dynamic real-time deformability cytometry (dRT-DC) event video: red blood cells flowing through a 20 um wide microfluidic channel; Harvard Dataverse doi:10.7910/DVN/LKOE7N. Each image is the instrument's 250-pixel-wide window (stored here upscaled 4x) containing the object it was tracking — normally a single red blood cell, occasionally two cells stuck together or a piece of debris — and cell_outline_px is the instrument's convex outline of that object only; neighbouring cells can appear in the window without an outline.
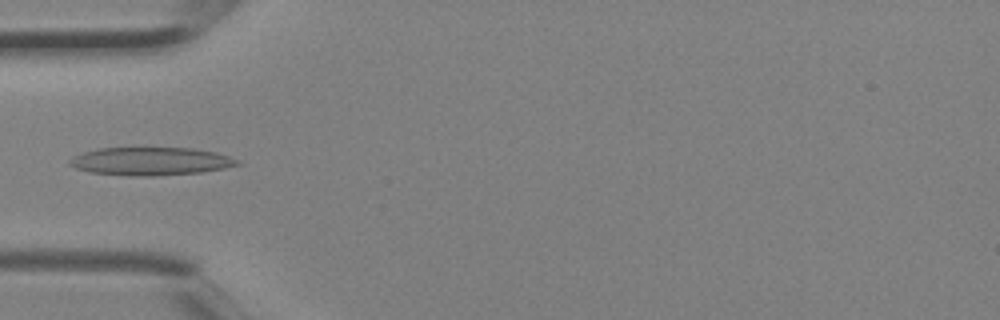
{"species": "Egyptian fruit bat (a non-hibernating species)", "species_latin": "Rousettus aegyptiacus", "temperature_condition": "room temperature", "stored_images_in_passage": 4, "camera_frame_rate_fps": 3000, "um_per_image_px": 0.085, "animal": {"sex": "female"}, "frame": {"image": 1, "passage_image": 4, "time_ms": 1.0, "image_size_px": [1000, 320], "cell_outline_px": [[240, 164], [224, 168], [200, 172], [156, 176], [128, 176], [88, 172], [76, 168], [68, 164], [68, 160], [84, 152], [100, 148], [192, 148], [216, 152], [228, 156], [236, 160]], "centroid_in_image_um": [12.77, 13.71], "position_along_channel_um": 72.2, "area_um2": 27.28}}